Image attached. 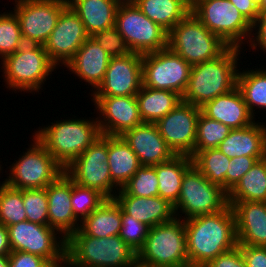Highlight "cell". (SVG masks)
<instances>
[{
  "instance_id": "obj_7",
  "label": "cell",
  "mask_w": 266,
  "mask_h": 267,
  "mask_svg": "<svg viewBox=\"0 0 266 267\" xmlns=\"http://www.w3.org/2000/svg\"><path fill=\"white\" fill-rule=\"evenodd\" d=\"M168 47L191 66L213 60L228 48L192 12L168 32Z\"/></svg>"
},
{
  "instance_id": "obj_18",
  "label": "cell",
  "mask_w": 266,
  "mask_h": 267,
  "mask_svg": "<svg viewBox=\"0 0 266 267\" xmlns=\"http://www.w3.org/2000/svg\"><path fill=\"white\" fill-rule=\"evenodd\" d=\"M89 37L84 24L68 5L44 44L45 51L57 67H65Z\"/></svg>"
},
{
  "instance_id": "obj_27",
  "label": "cell",
  "mask_w": 266,
  "mask_h": 267,
  "mask_svg": "<svg viewBox=\"0 0 266 267\" xmlns=\"http://www.w3.org/2000/svg\"><path fill=\"white\" fill-rule=\"evenodd\" d=\"M68 5L78 15L89 36L115 26L119 5L113 0H68Z\"/></svg>"
},
{
  "instance_id": "obj_53",
  "label": "cell",
  "mask_w": 266,
  "mask_h": 267,
  "mask_svg": "<svg viewBox=\"0 0 266 267\" xmlns=\"http://www.w3.org/2000/svg\"><path fill=\"white\" fill-rule=\"evenodd\" d=\"M0 267H9L8 256H0Z\"/></svg>"
},
{
  "instance_id": "obj_38",
  "label": "cell",
  "mask_w": 266,
  "mask_h": 267,
  "mask_svg": "<svg viewBox=\"0 0 266 267\" xmlns=\"http://www.w3.org/2000/svg\"><path fill=\"white\" fill-rule=\"evenodd\" d=\"M0 13V60L15 53L25 43L22 38L19 19L13 10Z\"/></svg>"
},
{
  "instance_id": "obj_41",
  "label": "cell",
  "mask_w": 266,
  "mask_h": 267,
  "mask_svg": "<svg viewBox=\"0 0 266 267\" xmlns=\"http://www.w3.org/2000/svg\"><path fill=\"white\" fill-rule=\"evenodd\" d=\"M21 192L27 220L41 225H49L46 188L21 189Z\"/></svg>"
},
{
  "instance_id": "obj_33",
  "label": "cell",
  "mask_w": 266,
  "mask_h": 267,
  "mask_svg": "<svg viewBox=\"0 0 266 267\" xmlns=\"http://www.w3.org/2000/svg\"><path fill=\"white\" fill-rule=\"evenodd\" d=\"M266 202V157L257 160L228 193V202Z\"/></svg>"
},
{
  "instance_id": "obj_2",
  "label": "cell",
  "mask_w": 266,
  "mask_h": 267,
  "mask_svg": "<svg viewBox=\"0 0 266 267\" xmlns=\"http://www.w3.org/2000/svg\"><path fill=\"white\" fill-rule=\"evenodd\" d=\"M242 52L241 48L228 47L217 58L192 66L182 101L201 107L236 88Z\"/></svg>"
},
{
  "instance_id": "obj_8",
  "label": "cell",
  "mask_w": 266,
  "mask_h": 267,
  "mask_svg": "<svg viewBox=\"0 0 266 267\" xmlns=\"http://www.w3.org/2000/svg\"><path fill=\"white\" fill-rule=\"evenodd\" d=\"M33 139L25 152L23 151L18 160L9 165V173L4 178L8 186L16 189H39L46 188L54 182L64 168L47 151L46 147L32 134Z\"/></svg>"
},
{
  "instance_id": "obj_13",
  "label": "cell",
  "mask_w": 266,
  "mask_h": 267,
  "mask_svg": "<svg viewBox=\"0 0 266 267\" xmlns=\"http://www.w3.org/2000/svg\"><path fill=\"white\" fill-rule=\"evenodd\" d=\"M115 27L131 52L140 54L168 47V32L151 21L135 5H119Z\"/></svg>"
},
{
  "instance_id": "obj_9",
  "label": "cell",
  "mask_w": 266,
  "mask_h": 267,
  "mask_svg": "<svg viewBox=\"0 0 266 267\" xmlns=\"http://www.w3.org/2000/svg\"><path fill=\"white\" fill-rule=\"evenodd\" d=\"M191 12L228 47L243 49L249 43L252 25L229 0H198Z\"/></svg>"
},
{
  "instance_id": "obj_52",
  "label": "cell",
  "mask_w": 266,
  "mask_h": 267,
  "mask_svg": "<svg viewBox=\"0 0 266 267\" xmlns=\"http://www.w3.org/2000/svg\"><path fill=\"white\" fill-rule=\"evenodd\" d=\"M118 5H130V4H136L138 0H113Z\"/></svg>"
},
{
  "instance_id": "obj_35",
  "label": "cell",
  "mask_w": 266,
  "mask_h": 267,
  "mask_svg": "<svg viewBox=\"0 0 266 267\" xmlns=\"http://www.w3.org/2000/svg\"><path fill=\"white\" fill-rule=\"evenodd\" d=\"M193 165L212 183L226 191V172L230 158L218 148L198 151L193 157Z\"/></svg>"
},
{
  "instance_id": "obj_36",
  "label": "cell",
  "mask_w": 266,
  "mask_h": 267,
  "mask_svg": "<svg viewBox=\"0 0 266 267\" xmlns=\"http://www.w3.org/2000/svg\"><path fill=\"white\" fill-rule=\"evenodd\" d=\"M26 220L21 190L0 181V224L7 227Z\"/></svg>"
},
{
  "instance_id": "obj_30",
  "label": "cell",
  "mask_w": 266,
  "mask_h": 267,
  "mask_svg": "<svg viewBox=\"0 0 266 267\" xmlns=\"http://www.w3.org/2000/svg\"><path fill=\"white\" fill-rule=\"evenodd\" d=\"M192 165V158L186 155H175L167 162L154 165L159 196L174 206L180 196L184 174Z\"/></svg>"
},
{
  "instance_id": "obj_15",
  "label": "cell",
  "mask_w": 266,
  "mask_h": 267,
  "mask_svg": "<svg viewBox=\"0 0 266 267\" xmlns=\"http://www.w3.org/2000/svg\"><path fill=\"white\" fill-rule=\"evenodd\" d=\"M25 44L44 45L68 0H12Z\"/></svg>"
},
{
  "instance_id": "obj_21",
  "label": "cell",
  "mask_w": 266,
  "mask_h": 267,
  "mask_svg": "<svg viewBox=\"0 0 266 267\" xmlns=\"http://www.w3.org/2000/svg\"><path fill=\"white\" fill-rule=\"evenodd\" d=\"M46 192L49 226L67 239L81 224L71 205V178L64 172L46 187Z\"/></svg>"
},
{
  "instance_id": "obj_24",
  "label": "cell",
  "mask_w": 266,
  "mask_h": 267,
  "mask_svg": "<svg viewBox=\"0 0 266 267\" xmlns=\"http://www.w3.org/2000/svg\"><path fill=\"white\" fill-rule=\"evenodd\" d=\"M114 199L126 214L150 228L175 217L173 205L160 196L136 197L120 188Z\"/></svg>"
},
{
  "instance_id": "obj_51",
  "label": "cell",
  "mask_w": 266,
  "mask_h": 267,
  "mask_svg": "<svg viewBox=\"0 0 266 267\" xmlns=\"http://www.w3.org/2000/svg\"><path fill=\"white\" fill-rule=\"evenodd\" d=\"M258 10L260 14H266V0H258Z\"/></svg>"
},
{
  "instance_id": "obj_37",
  "label": "cell",
  "mask_w": 266,
  "mask_h": 267,
  "mask_svg": "<svg viewBox=\"0 0 266 267\" xmlns=\"http://www.w3.org/2000/svg\"><path fill=\"white\" fill-rule=\"evenodd\" d=\"M231 130L232 129L227 125L210 119L200 112L197 120L194 155L198 151L209 148H217L219 144L228 136Z\"/></svg>"
},
{
  "instance_id": "obj_20",
  "label": "cell",
  "mask_w": 266,
  "mask_h": 267,
  "mask_svg": "<svg viewBox=\"0 0 266 267\" xmlns=\"http://www.w3.org/2000/svg\"><path fill=\"white\" fill-rule=\"evenodd\" d=\"M121 137L137 155L141 165H158L171 160L175 156L160 135L155 123L143 122L125 131Z\"/></svg>"
},
{
  "instance_id": "obj_28",
  "label": "cell",
  "mask_w": 266,
  "mask_h": 267,
  "mask_svg": "<svg viewBox=\"0 0 266 267\" xmlns=\"http://www.w3.org/2000/svg\"><path fill=\"white\" fill-rule=\"evenodd\" d=\"M112 181L122 188L141 166L137 155L121 136H108V161Z\"/></svg>"
},
{
  "instance_id": "obj_42",
  "label": "cell",
  "mask_w": 266,
  "mask_h": 267,
  "mask_svg": "<svg viewBox=\"0 0 266 267\" xmlns=\"http://www.w3.org/2000/svg\"><path fill=\"white\" fill-rule=\"evenodd\" d=\"M121 217L122 222L118 235L137 254L144 246L150 227L126 214L122 209Z\"/></svg>"
},
{
  "instance_id": "obj_55",
  "label": "cell",
  "mask_w": 266,
  "mask_h": 267,
  "mask_svg": "<svg viewBox=\"0 0 266 267\" xmlns=\"http://www.w3.org/2000/svg\"><path fill=\"white\" fill-rule=\"evenodd\" d=\"M0 163H2L1 160H0ZM1 166H2V165L0 164V174L2 173L1 171H3V170H2L3 166H2V167H1Z\"/></svg>"
},
{
  "instance_id": "obj_10",
  "label": "cell",
  "mask_w": 266,
  "mask_h": 267,
  "mask_svg": "<svg viewBox=\"0 0 266 267\" xmlns=\"http://www.w3.org/2000/svg\"><path fill=\"white\" fill-rule=\"evenodd\" d=\"M228 205V193L192 165L184 174L180 196L173 207L175 217L185 220L218 213Z\"/></svg>"
},
{
  "instance_id": "obj_39",
  "label": "cell",
  "mask_w": 266,
  "mask_h": 267,
  "mask_svg": "<svg viewBox=\"0 0 266 267\" xmlns=\"http://www.w3.org/2000/svg\"><path fill=\"white\" fill-rule=\"evenodd\" d=\"M106 199L107 197L100 191L78 185L71 179V205L75 217L80 222L97 209Z\"/></svg>"
},
{
  "instance_id": "obj_14",
  "label": "cell",
  "mask_w": 266,
  "mask_h": 267,
  "mask_svg": "<svg viewBox=\"0 0 266 267\" xmlns=\"http://www.w3.org/2000/svg\"><path fill=\"white\" fill-rule=\"evenodd\" d=\"M192 66L169 47L142 54L143 86L169 90L183 96Z\"/></svg>"
},
{
  "instance_id": "obj_16",
  "label": "cell",
  "mask_w": 266,
  "mask_h": 267,
  "mask_svg": "<svg viewBox=\"0 0 266 267\" xmlns=\"http://www.w3.org/2000/svg\"><path fill=\"white\" fill-rule=\"evenodd\" d=\"M201 107L181 101L173 110L159 119L160 135L175 155L194 156L197 120Z\"/></svg>"
},
{
  "instance_id": "obj_48",
  "label": "cell",
  "mask_w": 266,
  "mask_h": 267,
  "mask_svg": "<svg viewBox=\"0 0 266 267\" xmlns=\"http://www.w3.org/2000/svg\"><path fill=\"white\" fill-rule=\"evenodd\" d=\"M245 259L247 267H266V247L237 245Z\"/></svg>"
},
{
  "instance_id": "obj_29",
  "label": "cell",
  "mask_w": 266,
  "mask_h": 267,
  "mask_svg": "<svg viewBox=\"0 0 266 267\" xmlns=\"http://www.w3.org/2000/svg\"><path fill=\"white\" fill-rule=\"evenodd\" d=\"M121 222V207L114 198H107L81 222L79 229L85 235L106 238L119 234Z\"/></svg>"
},
{
  "instance_id": "obj_31",
  "label": "cell",
  "mask_w": 266,
  "mask_h": 267,
  "mask_svg": "<svg viewBox=\"0 0 266 267\" xmlns=\"http://www.w3.org/2000/svg\"><path fill=\"white\" fill-rule=\"evenodd\" d=\"M136 98L140 117L148 123H156L182 101V96L176 92L144 86L136 94Z\"/></svg>"
},
{
  "instance_id": "obj_5",
  "label": "cell",
  "mask_w": 266,
  "mask_h": 267,
  "mask_svg": "<svg viewBox=\"0 0 266 267\" xmlns=\"http://www.w3.org/2000/svg\"><path fill=\"white\" fill-rule=\"evenodd\" d=\"M5 87L12 93L23 91L37 95L58 68L49 58L44 45L24 44L15 53L6 56L1 62ZM16 91V92H15Z\"/></svg>"
},
{
  "instance_id": "obj_47",
  "label": "cell",
  "mask_w": 266,
  "mask_h": 267,
  "mask_svg": "<svg viewBox=\"0 0 266 267\" xmlns=\"http://www.w3.org/2000/svg\"><path fill=\"white\" fill-rule=\"evenodd\" d=\"M206 267H247L242 252L238 246L234 249L220 254L212 259Z\"/></svg>"
},
{
  "instance_id": "obj_26",
  "label": "cell",
  "mask_w": 266,
  "mask_h": 267,
  "mask_svg": "<svg viewBox=\"0 0 266 267\" xmlns=\"http://www.w3.org/2000/svg\"><path fill=\"white\" fill-rule=\"evenodd\" d=\"M266 123L257 120L240 129H232L217 147L229 158L250 156L258 160L266 157Z\"/></svg>"
},
{
  "instance_id": "obj_34",
  "label": "cell",
  "mask_w": 266,
  "mask_h": 267,
  "mask_svg": "<svg viewBox=\"0 0 266 267\" xmlns=\"http://www.w3.org/2000/svg\"><path fill=\"white\" fill-rule=\"evenodd\" d=\"M253 68L244 70L242 67L239 69L237 87L241 91L249 111L256 117L258 115L255 114H258L261 109L266 111V68ZM257 109L259 110L255 111Z\"/></svg>"
},
{
  "instance_id": "obj_25",
  "label": "cell",
  "mask_w": 266,
  "mask_h": 267,
  "mask_svg": "<svg viewBox=\"0 0 266 267\" xmlns=\"http://www.w3.org/2000/svg\"><path fill=\"white\" fill-rule=\"evenodd\" d=\"M201 112L231 129H240L256 122L238 87L219 95L201 106Z\"/></svg>"
},
{
  "instance_id": "obj_3",
  "label": "cell",
  "mask_w": 266,
  "mask_h": 267,
  "mask_svg": "<svg viewBox=\"0 0 266 267\" xmlns=\"http://www.w3.org/2000/svg\"><path fill=\"white\" fill-rule=\"evenodd\" d=\"M76 117L58 119L32 133L64 169L102 136L96 117Z\"/></svg>"
},
{
  "instance_id": "obj_49",
  "label": "cell",
  "mask_w": 266,
  "mask_h": 267,
  "mask_svg": "<svg viewBox=\"0 0 266 267\" xmlns=\"http://www.w3.org/2000/svg\"><path fill=\"white\" fill-rule=\"evenodd\" d=\"M243 15V17L253 25L260 13L258 10V0H229Z\"/></svg>"
},
{
  "instance_id": "obj_54",
  "label": "cell",
  "mask_w": 266,
  "mask_h": 267,
  "mask_svg": "<svg viewBox=\"0 0 266 267\" xmlns=\"http://www.w3.org/2000/svg\"><path fill=\"white\" fill-rule=\"evenodd\" d=\"M198 0H189L190 7H192Z\"/></svg>"
},
{
  "instance_id": "obj_43",
  "label": "cell",
  "mask_w": 266,
  "mask_h": 267,
  "mask_svg": "<svg viewBox=\"0 0 266 267\" xmlns=\"http://www.w3.org/2000/svg\"><path fill=\"white\" fill-rule=\"evenodd\" d=\"M91 37L110 57H122L131 53L115 26L96 32Z\"/></svg>"
},
{
  "instance_id": "obj_19",
  "label": "cell",
  "mask_w": 266,
  "mask_h": 267,
  "mask_svg": "<svg viewBox=\"0 0 266 267\" xmlns=\"http://www.w3.org/2000/svg\"><path fill=\"white\" fill-rule=\"evenodd\" d=\"M97 112L101 133L121 136L125 131L142 124L136 96L91 97ZM99 116V117H98Z\"/></svg>"
},
{
  "instance_id": "obj_1",
  "label": "cell",
  "mask_w": 266,
  "mask_h": 267,
  "mask_svg": "<svg viewBox=\"0 0 266 267\" xmlns=\"http://www.w3.org/2000/svg\"><path fill=\"white\" fill-rule=\"evenodd\" d=\"M184 221L190 267L205 266L238 245L235 215L230 205L218 213Z\"/></svg>"
},
{
  "instance_id": "obj_22",
  "label": "cell",
  "mask_w": 266,
  "mask_h": 267,
  "mask_svg": "<svg viewBox=\"0 0 266 267\" xmlns=\"http://www.w3.org/2000/svg\"><path fill=\"white\" fill-rule=\"evenodd\" d=\"M111 57L90 36L65 66L69 74L91 86L93 93L103 82Z\"/></svg>"
},
{
  "instance_id": "obj_23",
  "label": "cell",
  "mask_w": 266,
  "mask_h": 267,
  "mask_svg": "<svg viewBox=\"0 0 266 267\" xmlns=\"http://www.w3.org/2000/svg\"><path fill=\"white\" fill-rule=\"evenodd\" d=\"M235 215L238 245L266 247V202H228Z\"/></svg>"
},
{
  "instance_id": "obj_50",
  "label": "cell",
  "mask_w": 266,
  "mask_h": 267,
  "mask_svg": "<svg viewBox=\"0 0 266 267\" xmlns=\"http://www.w3.org/2000/svg\"><path fill=\"white\" fill-rule=\"evenodd\" d=\"M11 252L8 229L3 224H0V256H8Z\"/></svg>"
},
{
  "instance_id": "obj_6",
  "label": "cell",
  "mask_w": 266,
  "mask_h": 267,
  "mask_svg": "<svg viewBox=\"0 0 266 267\" xmlns=\"http://www.w3.org/2000/svg\"><path fill=\"white\" fill-rule=\"evenodd\" d=\"M137 267H190L185 221L174 217L151 227L137 253Z\"/></svg>"
},
{
  "instance_id": "obj_40",
  "label": "cell",
  "mask_w": 266,
  "mask_h": 267,
  "mask_svg": "<svg viewBox=\"0 0 266 267\" xmlns=\"http://www.w3.org/2000/svg\"><path fill=\"white\" fill-rule=\"evenodd\" d=\"M122 188L129 195L136 197L159 196L156 169L153 166L141 165Z\"/></svg>"
},
{
  "instance_id": "obj_17",
  "label": "cell",
  "mask_w": 266,
  "mask_h": 267,
  "mask_svg": "<svg viewBox=\"0 0 266 267\" xmlns=\"http://www.w3.org/2000/svg\"><path fill=\"white\" fill-rule=\"evenodd\" d=\"M143 86L142 54L111 57L103 82L91 97L136 96Z\"/></svg>"
},
{
  "instance_id": "obj_45",
  "label": "cell",
  "mask_w": 266,
  "mask_h": 267,
  "mask_svg": "<svg viewBox=\"0 0 266 267\" xmlns=\"http://www.w3.org/2000/svg\"><path fill=\"white\" fill-rule=\"evenodd\" d=\"M8 264L9 267H53L45 258L21 251H12Z\"/></svg>"
},
{
  "instance_id": "obj_12",
  "label": "cell",
  "mask_w": 266,
  "mask_h": 267,
  "mask_svg": "<svg viewBox=\"0 0 266 267\" xmlns=\"http://www.w3.org/2000/svg\"><path fill=\"white\" fill-rule=\"evenodd\" d=\"M108 161V135L102 134L64 172L73 182L114 198L120 189L111 179Z\"/></svg>"
},
{
  "instance_id": "obj_32",
  "label": "cell",
  "mask_w": 266,
  "mask_h": 267,
  "mask_svg": "<svg viewBox=\"0 0 266 267\" xmlns=\"http://www.w3.org/2000/svg\"><path fill=\"white\" fill-rule=\"evenodd\" d=\"M135 5L167 32L191 12L189 0H138Z\"/></svg>"
},
{
  "instance_id": "obj_46",
  "label": "cell",
  "mask_w": 266,
  "mask_h": 267,
  "mask_svg": "<svg viewBox=\"0 0 266 267\" xmlns=\"http://www.w3.org/2000/svg\"><path fill=\"white\" fill-rule=\"evenodd\" d=\"M252 34L247 46L251 52H262L266 54V14H260L258 19L252 25ZM255 30V31H254ZM255 32V33H254Z\"/></svg>"
},
{
  "instance_id": "obj_44",
  "label": "cell",
  "mask_w": 266,
  "mask_h": 267,
  "mask_svg": "<svg viewBox=\"0 0 266 267\" xmlns=\"http://www.w3.org/2000/svg\"><path fill=\"white\" fill-rule=\"evenodd\" d=\"M258 159L250 156L230 158L226 172V192L229 193L241 180L244 174L252 168Z\"/></svg>"
},
{
  "instance_id": "obj_4",
  "label": "cell",
  "mask_w": 266,
  "mask_h": 267,
  "mask_svg": "<svg viewBox=\"0 0 266 267\" xmlns=\"http://www.w3.org/2000/svg\"><path fill=\"white\" fill-rule=\"evenodd\" d=\"M68 267H137V254L119 236L97 238L80 229L66 239Z\"/></svg>"
},
{
  "instance_id": "obj_11",
  "label": "cell",
  "mask_w": 266,
  "mask_h": 267,
  "mask_svg": "<svg viewBox=\"0 0 266 267\" xmlns=\"http://www.w3.org/2000/svg\"><path fill=\"white\" fill-rule=\"evenodd\" d=\"M12 251L45 258L53 267L66 264V238L49 225L28 220L7 226Z\"/></svg>"
}]
</instances>
